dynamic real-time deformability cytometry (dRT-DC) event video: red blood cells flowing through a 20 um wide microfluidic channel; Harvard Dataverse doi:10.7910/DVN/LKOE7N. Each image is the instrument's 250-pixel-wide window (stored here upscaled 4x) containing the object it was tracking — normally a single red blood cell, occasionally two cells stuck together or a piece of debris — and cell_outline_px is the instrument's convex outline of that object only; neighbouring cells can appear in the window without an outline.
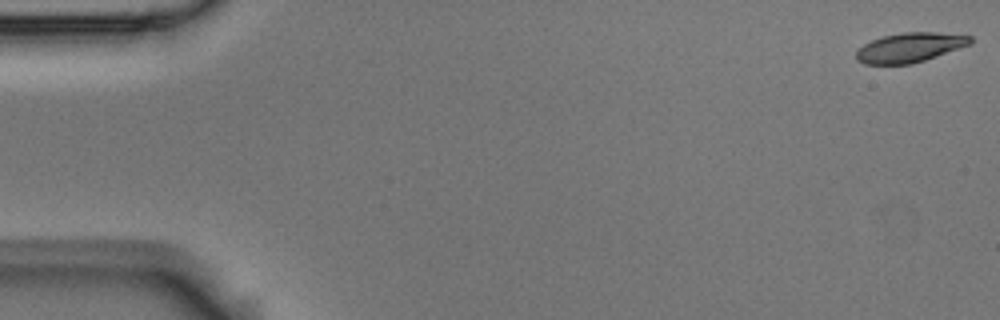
{"species": "Egyptian fruit bat (a non-hibernating species)", "species_latin": "Rousettus aegyptiacus", "temperature_condition": "room temperature", "stored_images_in_passage": 54, "camera_frame_rate_fps": 3000, "um_per_image_px": 0.085, "animal": {"sex": "male"}, "frame": {"image": 1, "passage_image": 1, "time_ms": 0.0, "image_size_px": [1000, 320], "cell_outline_px": [[972, 44], [912, 64], [864, 64], [856, 60], [856, 52], [864, 44], [872, 40], [884, 36], [904, 32], [936, 32], [972, 36]], "centroid_in_image_um": [77.34, 4.04], "position_along_channel_um": 7.7, "area_um2": 19.54}}
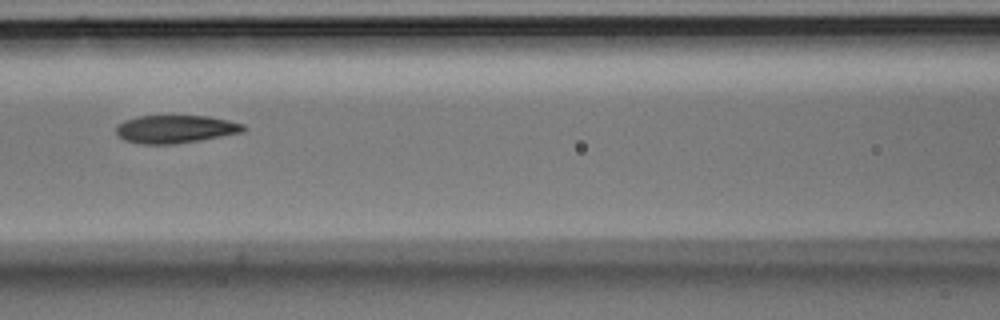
{"frame": {"image": 2, "passage_image": 24, "time_ms": 7.667, "image_size_px": [1000, 320], "cell_outline_px": [[248, 128], [244, 132], [200, 140], [176, 144], [140, 144], [124, 140], [116, 132], [116, 124], [124, 120], [140, 116], [208, 116], [228, 120], [244, 124]], "centroid_in_image_um": [14.93, 10.97], "position_along_channel_um": 151.7, "area_um2": 20.87}}
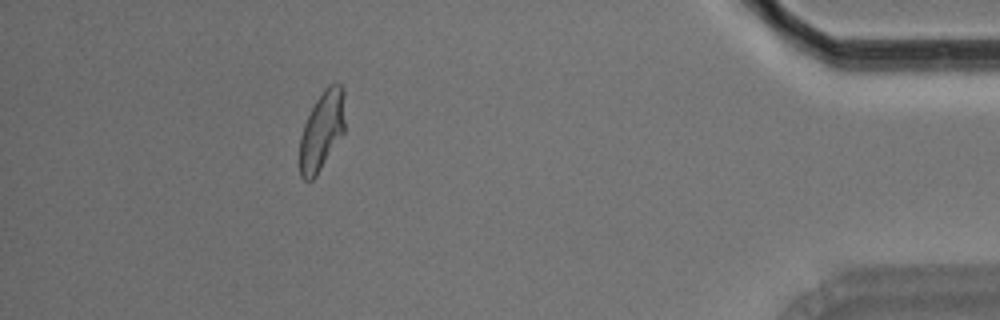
{"frame": {"image": 3, "passage_image": 49, "time_ms": 16.0, "image_size_px": [1000, 320], "cell_outline_px": [[344, 132], [316, 176], [312, 180], [304, 180], [300, 176], [300, 136], [304, 124], [316, 100], [324, 88], [328, 84], [340, 84], [344, 88]], "centroid_in_image_um": [27.36, 11.1], "position_along_channel_um": 407.8, "area_um2": 20.69}, "authors_computed_cell_mechanics": {"area_um2": 21.1548, "velocity_mm_per_s": 3.7039, "shape_relaxation_time_tau1_ms": 4.1468, "shape_relaxation_time_tau2_ms": 2.0963, "deformation_change_tau1": 0.1689, "deformation_change_tau2": 0.0862}}